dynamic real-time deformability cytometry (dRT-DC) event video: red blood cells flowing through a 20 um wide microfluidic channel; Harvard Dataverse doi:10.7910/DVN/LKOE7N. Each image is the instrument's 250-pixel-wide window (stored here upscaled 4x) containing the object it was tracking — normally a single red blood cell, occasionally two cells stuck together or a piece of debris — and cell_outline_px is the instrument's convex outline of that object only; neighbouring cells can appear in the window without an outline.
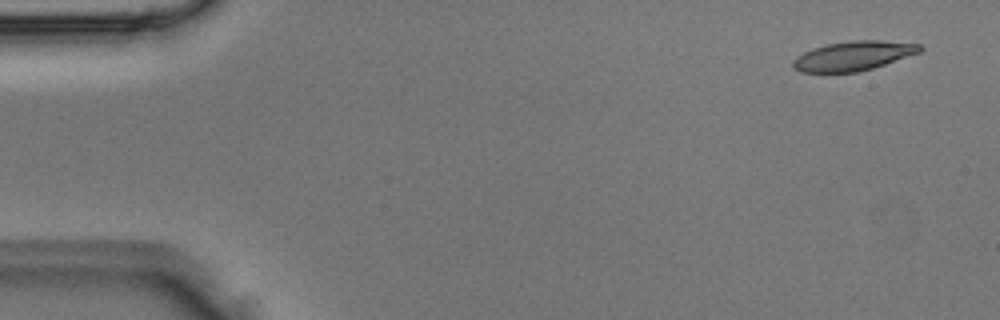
{"species": "Egyptian fruit bat (a non-hibernating species)", "species_latin": "Rousettus aegyptiacus", "temperature_condition": "room temperature", "stored_images_in_passage": 4, "camera_frame_rate_fps": 3000, "um_per_image_px": 0.085, "animal": {"sex": "male"}, "frame": {"image": 1, "passage_image": 1, "time_ms": 0.0, "image_size_px": [1000, 320], "cell_outline_px": [[924, 48], [920, 52], [872, 68], [856, 72], [800, 72], [792, 68], [792, 60], [796, 56], [812, 48], [828, 44], [852, 40], [880, 40], [920, 44]], "centroid_in_image_um": [72.49, 4.74], "position_along_channel_um": 12.5, "area_um2": 21.68}}
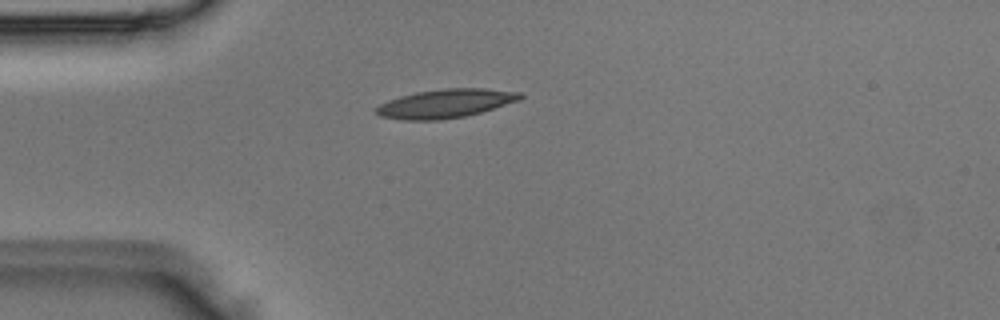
{"frame": {"image": 2, "passage_image": 3, "time_ms": 0.667, "image_size_px": [1000, 320], "cell_outline_px": [[524, 96], [520, 100], [480, 112], [464, 116], [440, 120], [404, 120], [380, 116], [376, 112], [376, 108], [380, 104], [388, 100], [400, 96], [416, 92], [448, 88], [484, 88], [520, 92]], "centroid_in_image_um": [37.87, 8.79], "position_along_channel_um": 47.1, "area_um2": 23.93}}